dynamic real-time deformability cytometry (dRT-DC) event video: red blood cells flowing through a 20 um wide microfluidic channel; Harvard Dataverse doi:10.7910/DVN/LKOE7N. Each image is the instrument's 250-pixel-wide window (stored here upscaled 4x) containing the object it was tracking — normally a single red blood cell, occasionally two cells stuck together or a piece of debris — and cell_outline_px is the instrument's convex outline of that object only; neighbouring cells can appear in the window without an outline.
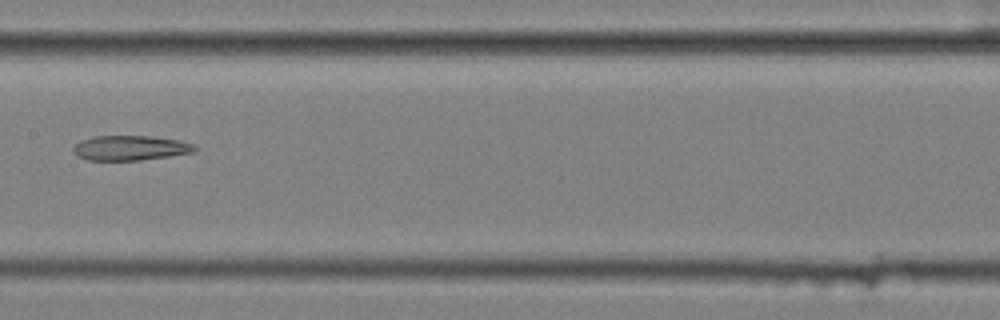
{"species": "common noctule bat (a hibernating species)", "species_latin": "Nyctalus noctula", "temperature_condition": "cold", "stored_images_in_passage": 9, "camera_frame_rate_fps": 3000, "um_per_image_px": 0.085, "animal": {"sex": "female", "body_mass_g": 25.1}, "frame": {"image": 1, "passage_image": 9, "time_ms": 2.667, "image_size_px": [1000, 320], "cell_outline_px": [[196, 148], [192, 152], [168, 156], [140, 160], [88, 160], [76, 156], [72, 152], [72, 148], [76, 144], [92, 136], [152, 136], [180, 140], [192, 144]], "centroid_in_image_um": [11.03, 12.57], "position_along_channel_um": 196.4, "area_um2": 17.46}}